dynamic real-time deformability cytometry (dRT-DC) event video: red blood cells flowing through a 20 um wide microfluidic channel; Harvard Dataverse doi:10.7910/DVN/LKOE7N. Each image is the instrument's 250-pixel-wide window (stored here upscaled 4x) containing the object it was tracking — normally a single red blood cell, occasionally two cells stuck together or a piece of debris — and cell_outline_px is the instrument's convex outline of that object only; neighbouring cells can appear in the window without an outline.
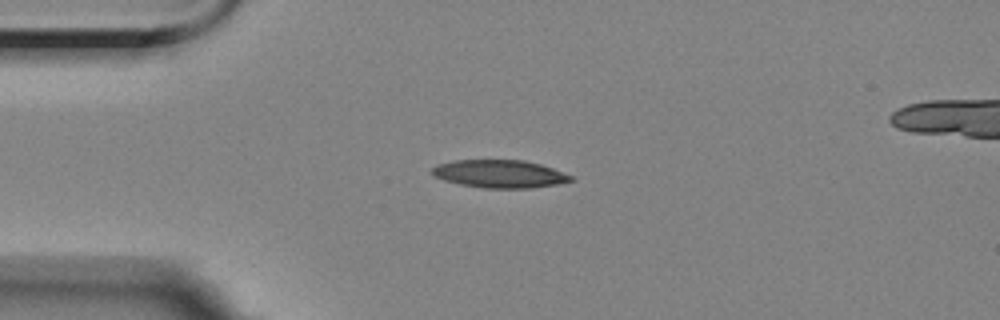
{"species": "Egyptian fruit bat (a non-hibernating species)", "species_latin": "Rousettus aegyptiacus", "temperature_condition": "room temperature", "stored_images_in_passage": 3, "camera_frame_rate_fps": 3000, "um_per_image_px": 0.085, "animal": {"sex": "female"}, "frame": {"image": 1, "passage_image": 1, "time_ms": 0.0, "image_size_px": [1000, 320], "cell_outline_px": [[576, 180], [556, 184], [532, 188], [484, 188], [460, 184], [444, 180], [436, 176], [432, 172], [432, 168], [440, 164], [456, 160], [524, 160], [540, 164], [552, 168], [572, 176]], "centroid_in_image_um": [42.51, 14.78], "position_along_channel_um": 42.5, "area_um2": 22.31}}
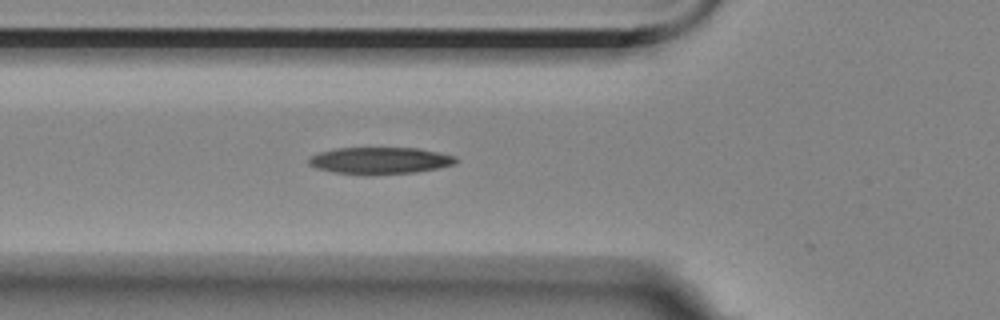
{"frame": {"image": 2, "passage_image": 3, "time_ms": 2.0, "image_size_px": [1000, 320], "cell_outline_px": [[460, 160], [456, 164], [440, 168], [416, 172], [368, 176], [332, 172], [316, 168], [308, 164], [308, 160], [312, 156], [320, 152], [336, 148], [420, 148], [440, 152], [456, 156]], "centroid_in_image_um": [32.35, 13.66], "position_along_channel_um": 93.4, "area_um2": 23.52}}